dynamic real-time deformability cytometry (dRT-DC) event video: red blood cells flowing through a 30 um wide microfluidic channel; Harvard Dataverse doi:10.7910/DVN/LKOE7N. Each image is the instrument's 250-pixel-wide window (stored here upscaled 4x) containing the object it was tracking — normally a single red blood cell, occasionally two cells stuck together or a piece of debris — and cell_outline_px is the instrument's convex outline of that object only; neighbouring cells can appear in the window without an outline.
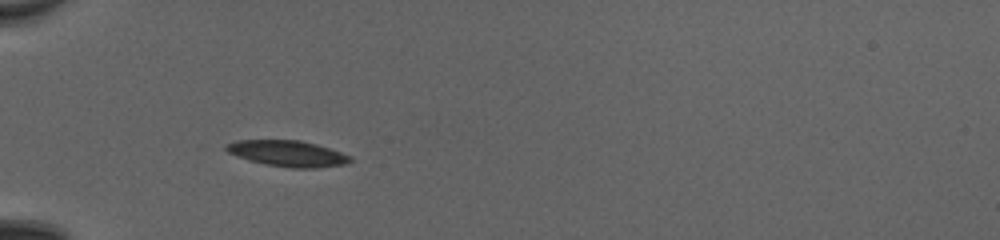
{"species": "common noctule bat (a hibernating species)", "species_latin": "Nyctalus noctula", "temperature_condition": "cold", "stored_images_in_passage": 35, "camera_frame_rate_fps": 3000, "um_per_image_px": 0.085, "animal": {"sex": "female", "body_mass_g": 20.0, "forearm_length_mm": 54.0}, "frame": {"image": 1, "passage_image": 1, "time_ms": 0.0, "image_size_px": [1000, 240], "cell_outline_px": [[352, 160], [344, 164], [316, 168], [292, 168], [268, 164], [248, 160], [228, 152], [224, 148], [228, 144], [236, 140], [300, 140], [316, 144], [352, 156]], "centroid_in_image_um": [24.46, 13.04], "position_along_channel_um": 60.5, "area_um2": 18.55}}
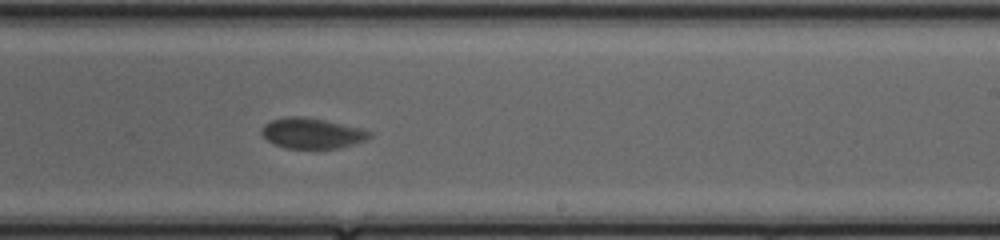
{"frame": {"image": 2, "passage_image": 17, "time_ms": 5.333, "image_size_px": [1000, 240], "cell_outline_px": [[372, 136], [364, 140], [352, 144], [336, 148], [284, 148], [268, 140], [260, 132], [264, 124], [272, 120], [284, 116], [304, 116], [324, 120], [360, 128], [372, 132]], "centroid_in_image_um": [26.49, 11.31], "position_along_channel_um": 262.5, "area_um2": 18.96}}
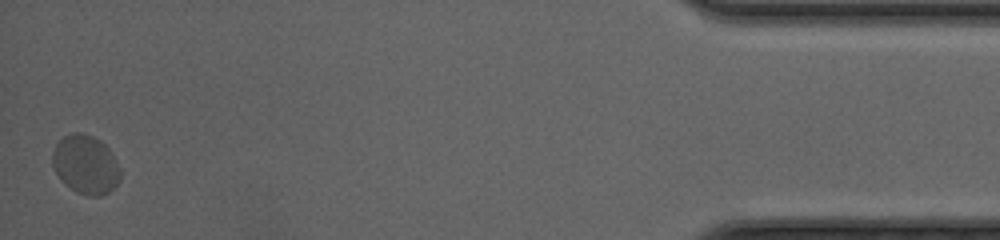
{"frame": {"image": 3, "passage_image": 35, "time_ms": 11.333, "image_size_px": [1000, 240], "cell_outline_px": [[120, 180], [108, 192], [100, 196], [88, 196], [76, 192], [56, 172], [52, 164], [52, 152], [56, 144], [64, 136], [72, 132], [84, 132], [100, 140], [108, 148], [120, 168]], "centroid_in_image_um": [7.28, 13.96], "position_along_channel_um": 427.9, "area_um2": 23.0}, "authors_computed_cell_mechanics": {"area_um2": 19.5364, "velocity_mm_per_s": 4.0166, "shape_relaxation_time_tau1_ms": 6.0325, "shape_relaxation_time_tau2_ms": null, "deformation_change_tau1": 0.1944, "deformation_change_tau2": null}}